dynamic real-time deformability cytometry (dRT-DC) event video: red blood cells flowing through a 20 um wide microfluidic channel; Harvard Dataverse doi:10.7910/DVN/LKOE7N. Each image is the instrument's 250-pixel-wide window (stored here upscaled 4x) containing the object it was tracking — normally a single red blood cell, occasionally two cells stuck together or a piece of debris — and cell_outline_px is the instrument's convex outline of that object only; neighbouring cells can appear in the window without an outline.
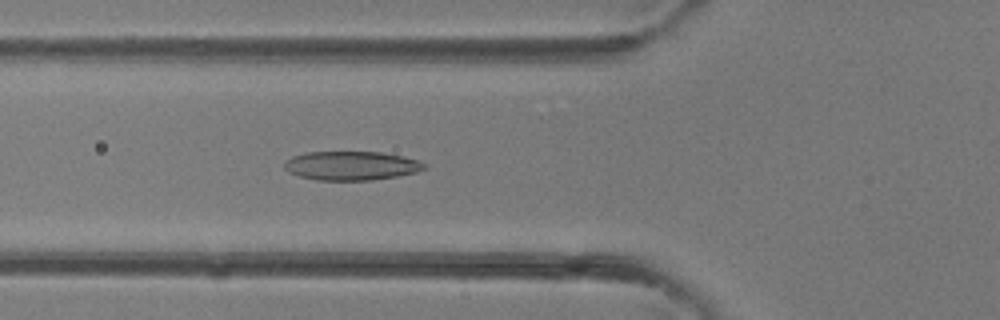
{"species": "common noctule bat (a hibernating species)", "species_latin": "Nyctalus noctula", "temperature_condition": "room temperature", "stored_images_in_passage": 30, "camera_frame_rate_fps": 3000, "um_per_image_px": 0.085, "animal": {"sex": "female"}, "frame": {"image": 1, "passage_image": 4, "time_ms": 1.0, "image_size_px": [1000, 320], "cell_outline_px": [[428, 168], [416, 172], [396, 176], [372, 180], [316, 180], [300, 176], [288, 172], [284, 168], [284, 160], [292, 156], [304, 152], [380, 152], [404, 156], [428, 164]], "centroid_in_image_um": [29.85, 14.08], "position_along_channel_um": 95.9, "area_um2": 23.76}}
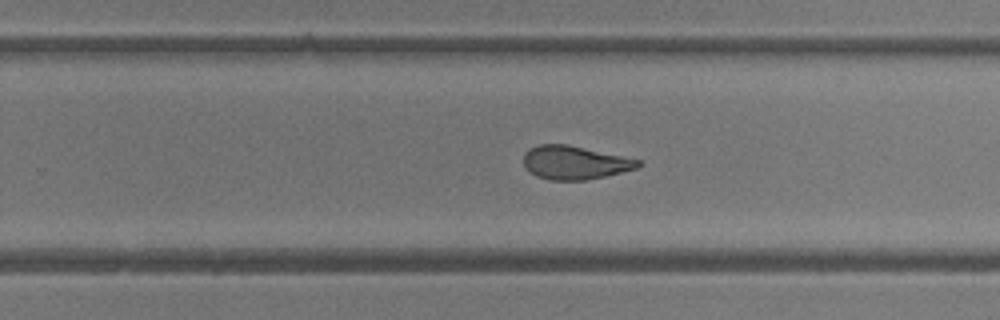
{"frame": {"image": 2, "passage_image": 15, "time_ms": 4.667, "image_size_px": [1000, 320], "cell_outline_px": [[644, 164], [636, 168], [588, 180], [548, 180], [536, 176], [528, 172], [524, 168], [524, 152], [528, 148], [540, 144], [568, 144], [640, 160]], "centroid_in_image_um": [48.8, 13.82], "position_along_channel_um": 281.0, "area_um2": 22.48}}
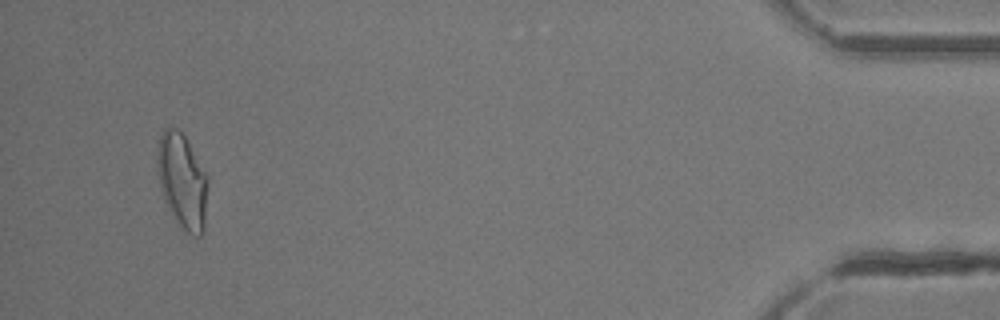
{"frame": {"image": 3, "passage_image": 28, "time_ms": 9.0, "image_size_px": [1000, 320], "cell_outline_px": [[208, 184], [204, 232], [200, 236], [196, 236], [180, 228], [176, 224], [164, 200], [160, 188], [156, 164], [156, 156], [160, 136], [164, 128], [176, 128], [184, 136], [208, 176]], "centroid_in_image_um": [15.49, 15.43], "position_along_channel_um": 419.7, "area_um2": 28.21}}